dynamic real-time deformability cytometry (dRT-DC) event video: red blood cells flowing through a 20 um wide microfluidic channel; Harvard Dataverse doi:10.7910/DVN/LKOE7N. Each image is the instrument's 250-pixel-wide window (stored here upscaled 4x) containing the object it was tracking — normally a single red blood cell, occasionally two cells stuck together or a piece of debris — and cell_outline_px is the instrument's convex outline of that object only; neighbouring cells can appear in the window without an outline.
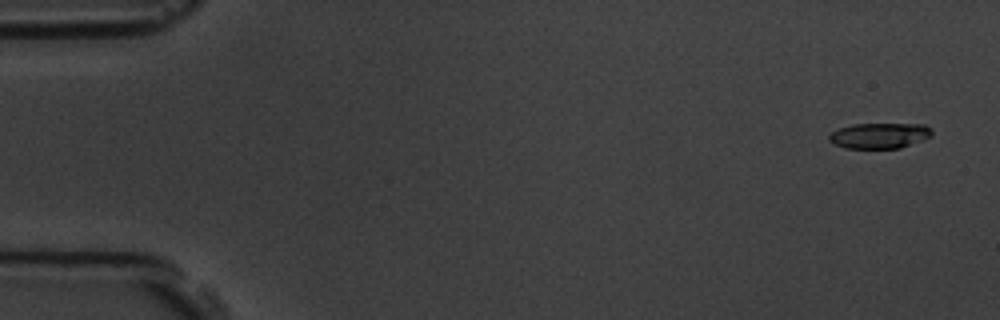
{"species": "common noctule bat (a hibernating species)", "species_latin": "Nyctalus noctula", "temperature_condition": "room temperature", "stored_images_in_passage": 5, "camera_frame_rate_fps": 3000, "um_per_image_px": 0.085, "animal": {"sex": "male", "body_mass_g": 19.5, "forearm_length_mm": 54.6}, "frame": {"image": 1, "passage_image": 1, "time_ms": 0.0, "image_size_px": [1000, 320], "cell_outline_px": [[932, 136], [900, 148], [844, 148], [828, 140], [828, 136], [832, 132], [840, 128], [852, 124], [924, 124], [932, 128]], "centroid_in_image_um": [74.77, 11.52], "position_along_channel_um": 10.2, "area_um2": 15.26}}